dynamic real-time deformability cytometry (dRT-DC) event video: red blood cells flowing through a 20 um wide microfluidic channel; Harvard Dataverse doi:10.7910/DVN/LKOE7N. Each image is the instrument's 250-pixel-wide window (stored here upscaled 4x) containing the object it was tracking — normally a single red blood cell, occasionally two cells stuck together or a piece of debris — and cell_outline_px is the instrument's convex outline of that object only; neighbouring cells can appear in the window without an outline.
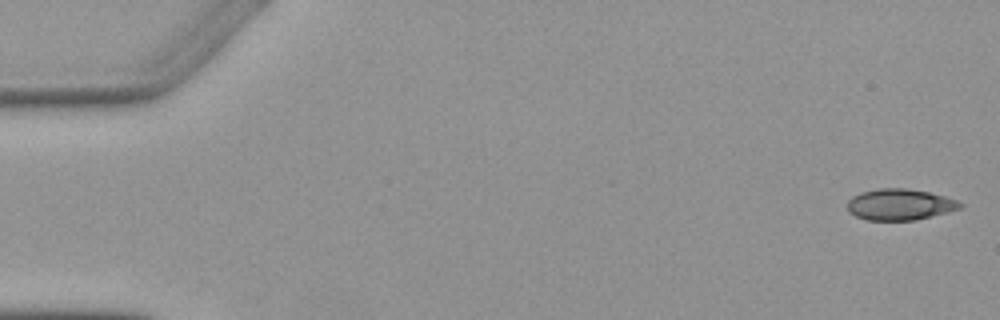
{"species": "Egyptian fruit bat (a non-hibernating species)", "species_latin": "Rousettus aegyptiacus", "temperature_condition": "warm", "stored_images_in_passage": 4, "camera_frame_rate_fps": 3000, "um_per_image_px": 0.085, "animal": {"sex": "female"}, "frame": {"image": 1, "passage_image": 1, "time_ms": 0.0, "image_size_px": [1000, 320], "cell_outline_px": [[964, 204], [960, 208], [948, 212], [916, 220], [868, 220], [856, 216], [848, 212], [848, 200], [852, 196], [860, 192], [876, 188], [908, 188], [928, 192], [944, 196], [956, 200]], "centroid_in_image_um": [76.47, 17.38], "position_along_channel_um": 8.5, "area_um2": 20.58}}